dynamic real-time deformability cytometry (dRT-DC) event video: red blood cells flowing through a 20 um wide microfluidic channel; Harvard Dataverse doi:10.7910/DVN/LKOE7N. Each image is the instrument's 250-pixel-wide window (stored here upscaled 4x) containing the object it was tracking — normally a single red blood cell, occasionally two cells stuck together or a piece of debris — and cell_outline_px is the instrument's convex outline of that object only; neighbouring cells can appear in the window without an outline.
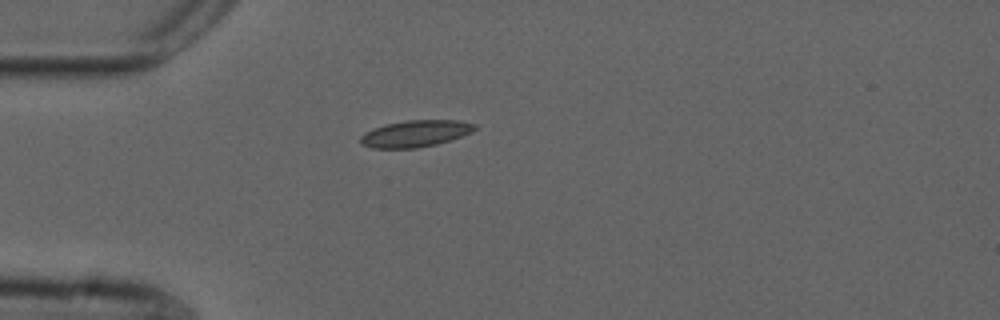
{"species": "common noctule bat (a hibernating species)", "species_latin": "Nyctalus noctula", "temperature_condition": "cold", "stored_images_in_passage": 35, "camera_frame_rate_fps": 3000, "um_per_image_px": 0.085, "animal": {"sex": "male", "forearm_length_mm": 52.5}, "frame": {"image": 1, "passage_image": 1, "time_ms": 0.0, "image_size_px": [1000, 320], "cell_outline_px": [[476, 128], [472, 132], [452, 140], [436, 144], [416, 148], [372, 148], [360, 144], [360, 136], [364, 132], [384, 124], [408, 120], [456, 120], [476, 124]], "centroid_in_image_um": [35.29, 11.35], "position_along_channel_um": 49.7, "area_um2": 17.86}}
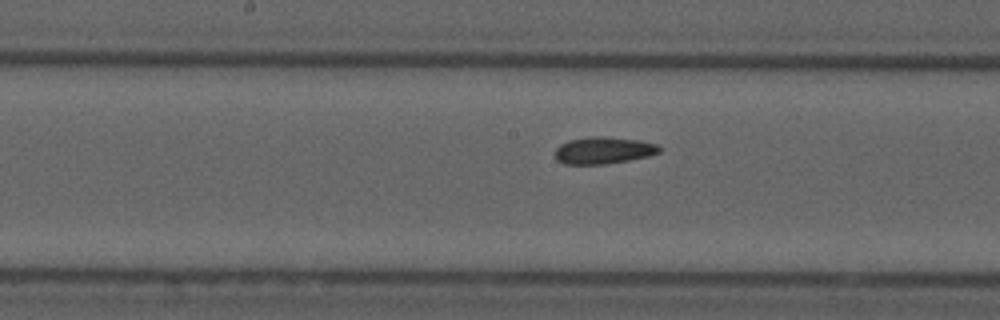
{"frame": {"image": 2, "passage_image": 14, "time_ms": 4.333, "image_size_px": [1000, 320], "cell_outline_px": [[660, 152], [648, 156], [628, 160], [604, 164], [564, 164], [556, 160], [552, 152], [560, 144], [568, 140], [592, 136], [600, 136], [640, 140], [656, 144], [660, 148]], "centroid_in_image_um": [51.23, 12.78], "position_along_channel_um": 197.0, "area_um2": 16.47}}
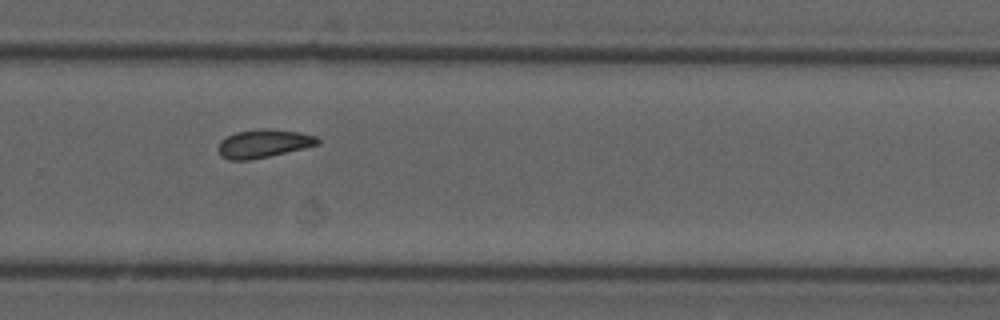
{"frame": {"image": 3, "passage_image": 23, "time_ms": 7.333, "image_size_px": [1000, 320], "cell_outline_px": [[320, 144], [304, 148], [268, 156], [248, 160], [228, 160], [220, 156], [216, 148], [220, 140], [236, 132], [300, 132], [316, 136], [320, 140]], "centroid_in_image_um": [22.35, 12.27], "position_along_channel_um": 307.4, "area_um2": 15.49}, "authors_computed_cell_mechanics": {"area_um2": 16.3574, "velocity_mm_per_s": 3.699, "shape_relaxation_time_tau1_ms": null, "shape_relaxation_time_tau2_ms": 4.182, "deformation_change_tau1": null, "deformation_change_tau2": 0.071}}